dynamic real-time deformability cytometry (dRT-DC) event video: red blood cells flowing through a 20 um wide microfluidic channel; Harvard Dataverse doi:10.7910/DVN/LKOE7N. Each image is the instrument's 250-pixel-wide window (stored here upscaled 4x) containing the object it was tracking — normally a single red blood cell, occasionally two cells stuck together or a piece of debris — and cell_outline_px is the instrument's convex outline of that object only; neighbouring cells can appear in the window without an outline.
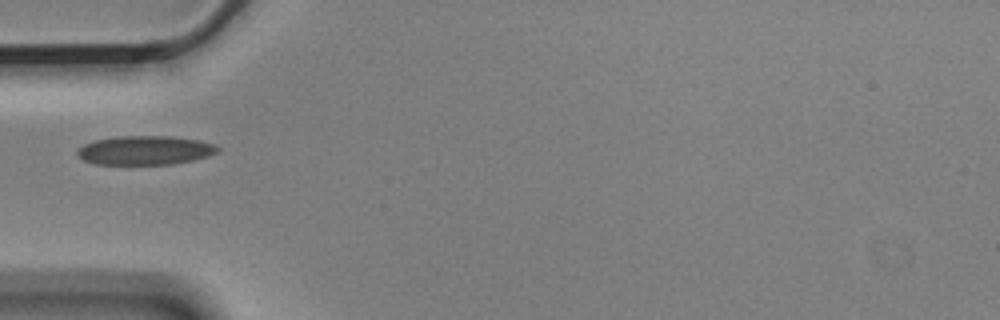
{"species": "Egyptian fruit bat (a non-hibernating species)", "species_latin": "Rousettus aegyptiacus", "temperature_condition": "cold", "stored_images_in_passage": 5, "camera_frame_rate_fps": 3000, "um_per_image_px": 0.085, "animal": {"sex": "male"}, "frame": {"image": 1, "passage_image": 1, "time_ms": 0.0, "image_size_px": [1000, 320], "cell_outline_px": [[220, 152], [208, 156], [192, 160], [172, 164], [92, 164], [76, 156], [76, 148], [84, 144], [96, 140], [116, 136], [172, 136], [200, 140], [212, 144], [220, 148]], "centroid_in_image_um": [12.3, 12.77], "position_along_channel_um": 72.7, "area_um2": 23.93}}
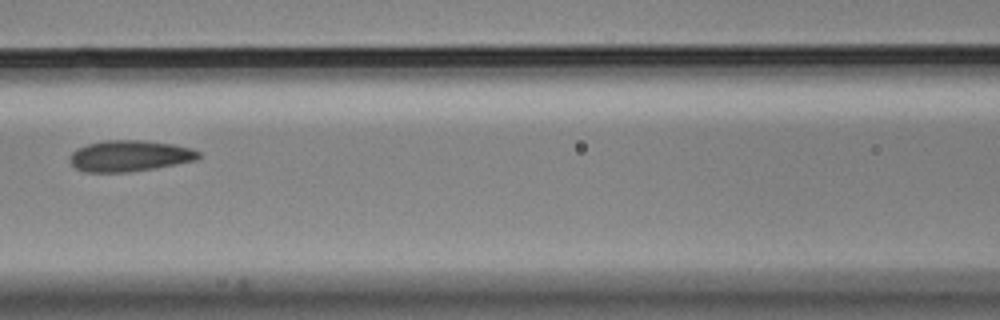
{"frame": {"image": 2, "passage_image": 3, "time_ms": 0.667, "image_size_px": [1000, 320], "cell_outline_px": [[200, 156], [196, 160], [176, 164], [152, 168], [124, 172], [84, 172], [76, 168], [68, 160], [72, 152], [76, 148], [88, 144], [104, 140], [140, 140], [172, 144], [192, 148], [200, 152]], "centroid_in_image_um": [10.99, 13.24], "position_along_channel_um": 155.6, "area_um2": 23.24}}
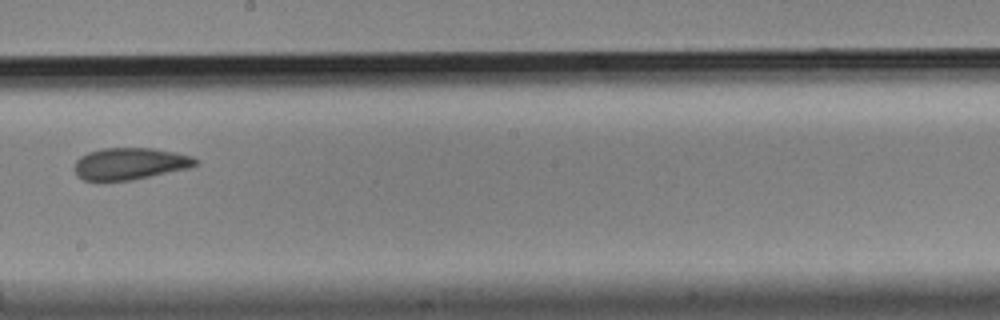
{"frame": {"image": 3, "passage_image": 5, "time_ms": 1.333, "image_size_px": [1000, 320], "cell_outline_px": [[200, 164], [188, 168], [132, 180], [84, 180], [76, 176], [76, 160], [80, 156], [88, 152], [100, 148], [152, 148], [176, 152], [192, 156], [200, 160]], "centroid_in_image_um": [11.09, 13.9], "position_along_channel_um": 237.1, "area_um2": 22.48}}